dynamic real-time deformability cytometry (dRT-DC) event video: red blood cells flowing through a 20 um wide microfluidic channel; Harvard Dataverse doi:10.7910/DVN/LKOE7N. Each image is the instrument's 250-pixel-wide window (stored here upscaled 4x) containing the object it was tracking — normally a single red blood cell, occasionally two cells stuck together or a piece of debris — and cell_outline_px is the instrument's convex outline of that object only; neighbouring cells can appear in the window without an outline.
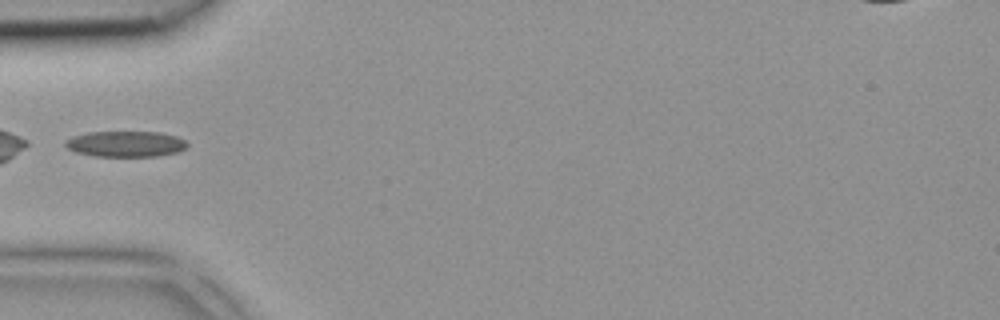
{"species": "common noctule bat (a hibernating species)", "species_latin": "Nyctalus noctula", "temperature_condition": "room temperature", "stored_images_in_passage": 2, "camera_frame_rate_fps": 3000, "um_per_image_px": 0.085, "animal": {"sex": "female", "body_mass_g": 18.4}, "frame": {"image": 1, "passage_image": 2, "time_ms": 0.333, "image_size_px": [1000, 320], "cell_outline_px": [[188, 144], [184, 148], [176, 152], [156, 156], [96, 156], [76, 152], [68, 148], [64, 144], [64, 140], [72, 136], [88, 132], [160, 132], [176, 136], [184, 140]], "centroid_in_image_um": [10.64, 12.22], "position_along_channel_um": 74.4, "area_um2": 18.21}}